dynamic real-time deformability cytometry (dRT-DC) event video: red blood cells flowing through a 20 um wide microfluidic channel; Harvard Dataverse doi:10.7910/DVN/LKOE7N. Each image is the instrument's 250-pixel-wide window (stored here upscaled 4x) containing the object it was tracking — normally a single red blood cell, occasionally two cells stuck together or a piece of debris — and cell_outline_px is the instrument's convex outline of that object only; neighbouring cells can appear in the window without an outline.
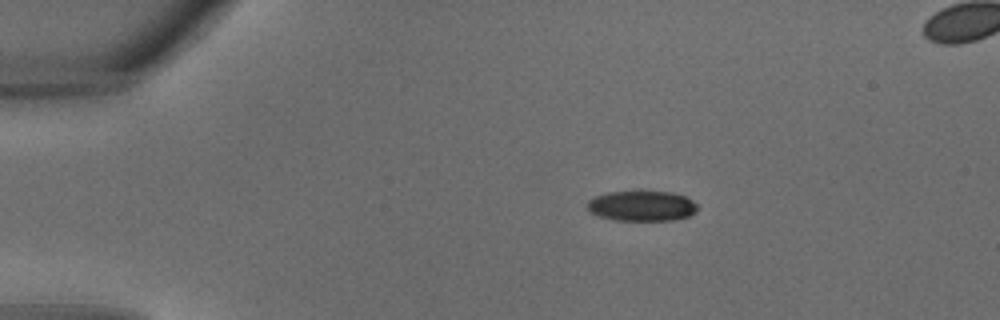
{"species": "common noctule bat (a hibernating species)", "species_latin": "Nyctalus noctula", "temperature_condition": "warm", "stored_images_in_passage": 34, "segment_of_instrument_passage": [1, 2], "camera_frame_rate_fps": 3000, "um_per_image_px": 0.085, "animal": {"sex": "male", "body_mass_g": 18.8}, "frame": {"image": 1, "passage_image": 6, "time_ms": 1.667, "image_size_px": [1000, 320], "cell_outline_px": [[696, 212], [688, 216], [672, 220], [616, 220], [596, 216], [588, 208], [588, 200], [596, 196], [608, 192], [640, 188], [672, 192], [684, 196], [692, 200], [696, 204]], "centroid_in_image_um": [54.54, 17.45], "position_along_channel_um": 30.5, "area_um2": 20.11}}
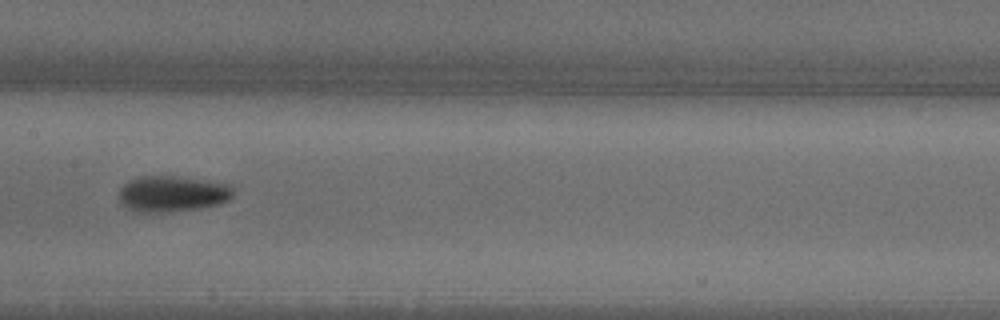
{"frame": {"image": 2, "passage_image": 17, "time_ms": 5.333, "image_size_px": [1000, 320], "cell_outline_px": [[232, 196], [228, 200], [220, 204], [200, 208], [160, 212], [132, 212], [120, 200], [120, 188], [128, 180], [140, 176], [180, 176], [208, 180], [232, 184]], "centroid_in_image_um": [14.66, 16.45], "position_along_channel_um": 192.7, "area_um2": 24.1}}
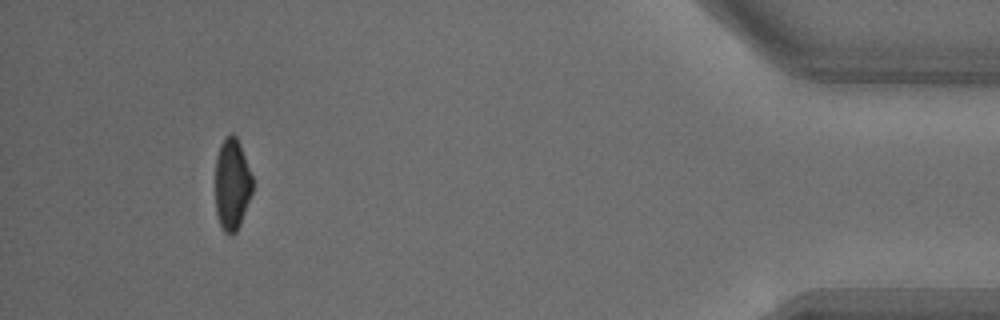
{"frame": {"image": 3, "passage_image": 31, "time_ms": 10.0, "image_size_px": [1000, 320], "cell_outline_px": [[252, 192], [240, 224], [236, 232], [232, 236], [228, 236], [224, 232], [220, 224], [216, 212], [216, 156], [220, 144], [224, 136], [232, 132], [236, 136], [240, 144], [252, 176]], "centroid_in_image_um": [19.71, 15.65], "position_along_channel_um": 415.5, "area_um2": 19.94}}